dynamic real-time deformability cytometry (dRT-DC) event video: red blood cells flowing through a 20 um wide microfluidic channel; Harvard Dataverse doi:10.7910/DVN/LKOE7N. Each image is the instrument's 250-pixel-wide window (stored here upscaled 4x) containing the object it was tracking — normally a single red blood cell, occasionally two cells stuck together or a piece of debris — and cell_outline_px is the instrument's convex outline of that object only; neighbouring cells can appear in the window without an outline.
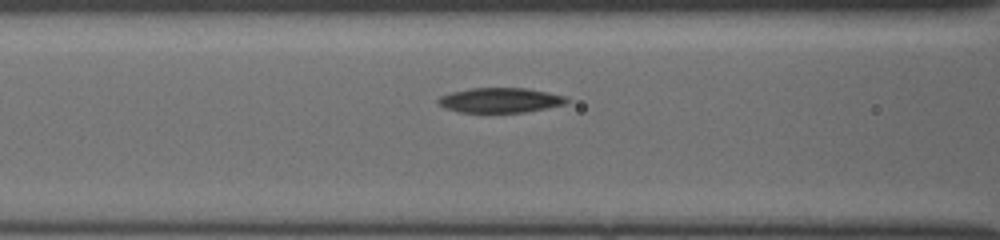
{"species": "common noctule bat (a hibernating species)", "species_latin": "Nyctalus noctula", "temperature_condition": "cold", "stored_images_in_passage": 9, "camera_frame_rate_fps": 3000, "um_per_image_px": 0.085, "animal": {"sex": "female", "body_mass_g": 19.5, "forearm_length_mm": 54.1}, "frame": {"image": 1, "passage_image": 7, "time_ms": 2.0, "image_size_px": [1000, 240], "cell_outline_px": [[568, 100], [564, 104], [524, 112], [460, 112], [444, 108], [436, 100], [440, 96], [452, 92], [468, 88], [528, 88], [568, 96]], "centroid_in_image_um": [42.5, 8.5], "position_along_channel_um": 124.1, "area_um2": 18.55}}